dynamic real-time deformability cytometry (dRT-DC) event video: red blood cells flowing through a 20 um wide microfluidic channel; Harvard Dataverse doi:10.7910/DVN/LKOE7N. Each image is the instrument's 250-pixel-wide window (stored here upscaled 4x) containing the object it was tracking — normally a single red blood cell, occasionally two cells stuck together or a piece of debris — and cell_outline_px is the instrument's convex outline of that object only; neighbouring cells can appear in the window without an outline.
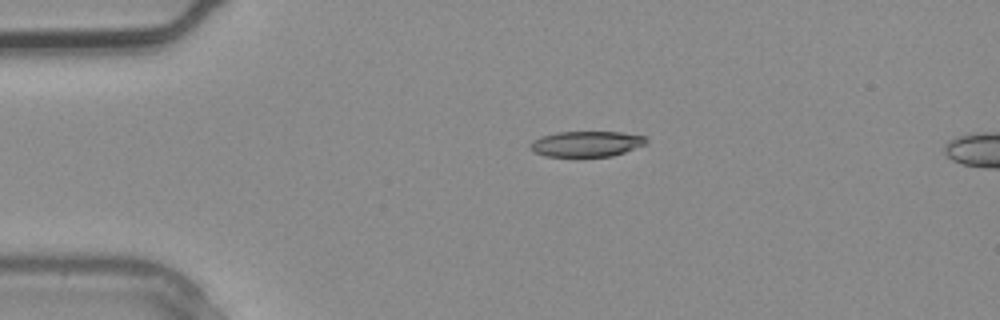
{"species": "common noctule bat (a hibernating species)", "species_latin": "Nyctalus noctula", "temperature_condition": "warm", "stored_images_in_passage": 2, "camera_frame_rate_fps": 3000, "um_per_image_px": 0.085, "animal": {"sex": "male", "body_mass_g": 20.4}, "frame": {"image": 1, "passage_image": 2, "time_ms": 0.333, "image_size_px": [1000, 320], "cell_outline_px": [[648, 140], [644, 144], [624, 152], [612, 156], [544, 156], [532, 152], [528, 144], [532, 140], [540, 136], [556, 132], [620, 132], [644, 136]], "centroid_in_image_um": [49.77, 12.22], "position_along_channel_um": 35.2, "area_um2": 17.28}}